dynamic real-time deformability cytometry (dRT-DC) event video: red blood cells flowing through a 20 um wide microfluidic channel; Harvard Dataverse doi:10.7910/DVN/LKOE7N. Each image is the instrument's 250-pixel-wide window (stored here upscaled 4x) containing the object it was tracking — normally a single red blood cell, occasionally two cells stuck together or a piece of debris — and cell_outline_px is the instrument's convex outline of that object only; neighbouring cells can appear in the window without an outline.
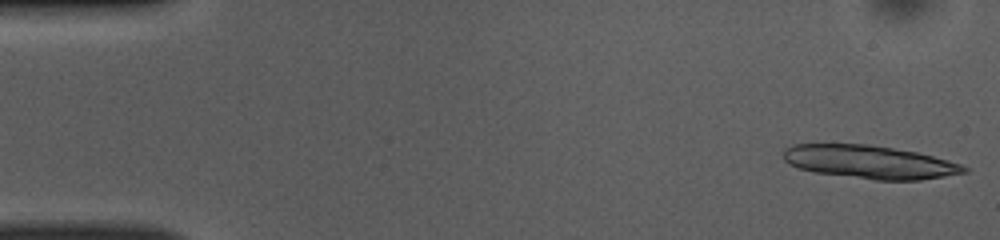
{"species": "common noctule bat (a hibernating species)", "species_latin": "Nyctalus noctula", "temperature_condition": "room temperature", "stored_images_in_passage": 13, "camera_frame_rate_fps": 3000, "um_per_image_px": 0.085, "animal": {"sex": "female", "body_mass_g": 10.0, "forearm_length_mm": 53.1}, "frame": {"image": 1, "passage_image": 1, "time_ms": 0.0, "image_size_px": [1000, 240], "cell_outline_px": [[968, 172], [920, 180], [876, 180], [816, 172], [800, 168], [788, 164], [784, 160], [784, 148], [792, 144], [868, 144], [916, 152], [948, 160], [960, 164], [968, 168]], "centroid_in_image_um": [73.9, 13.77], "position_along_channel_um": 11.1, "area_um2": 34.74}}